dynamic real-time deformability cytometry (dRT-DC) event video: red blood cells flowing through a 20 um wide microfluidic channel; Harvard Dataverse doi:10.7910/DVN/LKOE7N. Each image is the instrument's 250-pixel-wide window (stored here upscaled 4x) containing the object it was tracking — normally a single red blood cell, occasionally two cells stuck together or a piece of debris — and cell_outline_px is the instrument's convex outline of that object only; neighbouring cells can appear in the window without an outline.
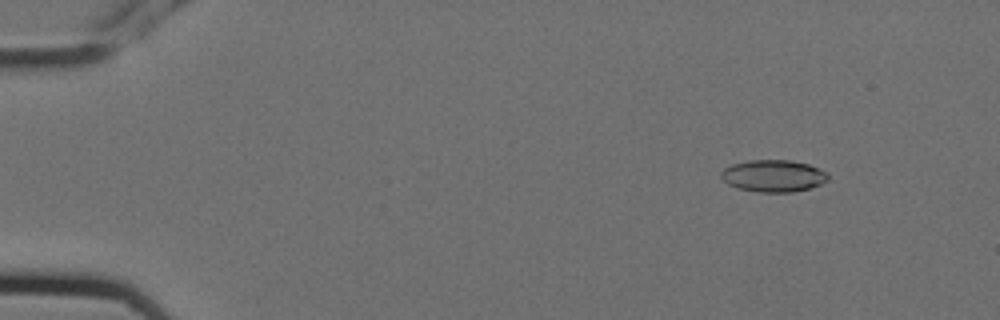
{"species": "Egyptian fruit bat (a non-hibernating species)", "species_latin": "Rousettus aegyptiacus", "temperature_condition": "cold", "stored_images_in_passage": 7, "camera_frame_rate_fps": 3000, "um_per_image_px": 0.085, "animal": {"sex": "female"}, "frame": {"image": 1, "passage_image": 2, "time_ms": 0.333, "image_size_px": [1000, 320], "cell_outline_px": [[828, 180], [820, 184], [808, 188], [792, 192], [756, 192], [736, 188], [728, 184], [720, 176], [720, 172], [724, 168], [732, 164], [748, 160], [788, 160], [808, 164], [820, 168], [828, 172]], "centroid_in_image_um": [65.72, 14.94], "position_along_channel_um": 19.3, "area_um2": 20.06}}
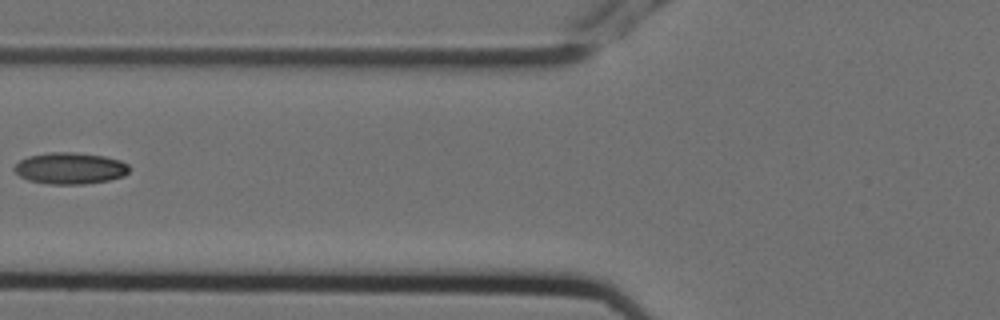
{"frame": {"image": 2, "passage_image": 6, "time_ms": 1.667, "image_size_px": [1000, 320], "cell_outline_px": [[128, 172], [124, 176], [108, 180], [84, 184], [48, 184], [28, 180], [20, 176], [12, 168], [20, 160], [28, 156], [52, 152], [76, 152], [104, 156], [120, 160], [128, 164]], "centroid_in_image_um": [5.95, 14.3], "position_along_channel_um": 119.9, "area_um2": 21.1}}
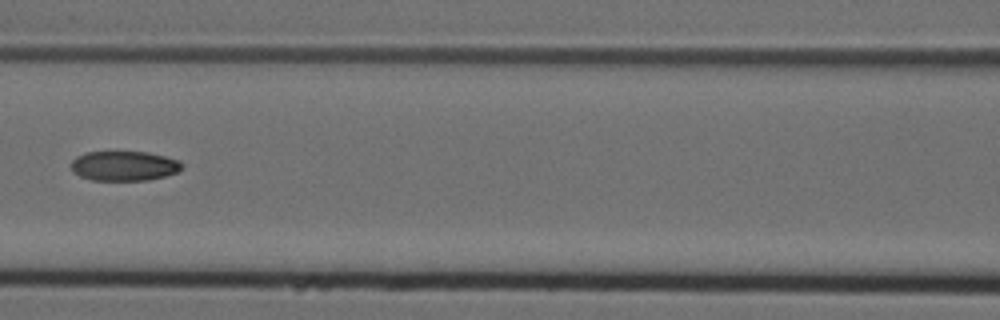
{"frame": {"image": 3, "passage_image": 7, "time_ms": 2.0, "image_size_px": [1000, 320], "cell_outline_px": [[184, 164], [180, 172], [148, 180], [92, 180], [80, 176], [72, 172], [72, 160], [76, 156], [84, 152], [148, 152], [180, 160]], "centroid_in_image_um": [10.57, 14.1], "position_along_channel_um": 156.0, "area_um2": 19.36}}